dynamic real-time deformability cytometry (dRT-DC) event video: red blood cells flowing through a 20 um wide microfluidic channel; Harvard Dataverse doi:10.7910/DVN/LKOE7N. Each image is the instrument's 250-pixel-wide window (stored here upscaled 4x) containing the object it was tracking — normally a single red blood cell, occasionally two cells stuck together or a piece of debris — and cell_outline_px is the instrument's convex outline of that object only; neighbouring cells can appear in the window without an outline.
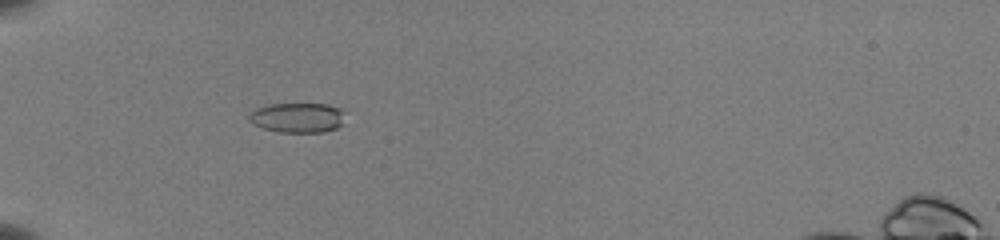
{"species": "common noctule bat (a hibernating species)", "species_latin": "Nyctalus noctula", "temperature_condition": "room temperature", "stored_images_in_passage": 43, "camera_frame_rate_fps": 3000, "um_per_image_px": 0.085, "animal": {"sex": "female", "body_mass_g": 22.0, "forearm_length_mm": 56.7}, "frame": {"image": 1, "passage_image": 9, "time_ms": 2.667, "image_size_px": [1000, 240], "cell_outline_px": [[344, 112], [340, 124], [336, 128], [324, 132], [280, 132], [264, 128], [252, 124], [248, 120], [248, 116], [256, 108], [268, 104], [328, 104], [340, 108]], "centroid_in_image_um": [25.26, 9.99], "position_along_channel_um": 59.7, "area_um2": 16.65}}
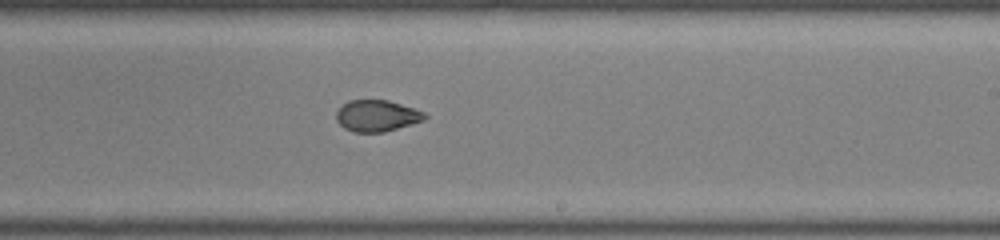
{"frame": {"image": 2, "passage_image": 25, "time_ms": 8.0, "image_size_px": [1000, 240], "cell_outline_px": [[428, 116], [424, 120], [384, 132], [352, 132], [344, 128], [336, 120], [336, 112], [348, 100], [388, 100], [424, 112]], "centroid_in_image_um": [32.01, 9.84], "position_along_channel_um": 257.0, "area_um2": 16.07}}
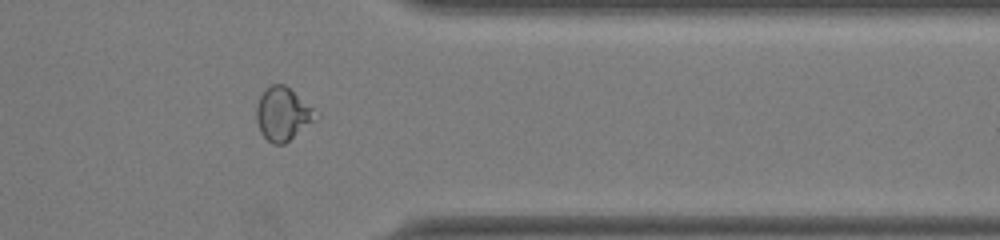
{"frame": {"image": 3, "passage_image": 35, "time_ms": 11.333, "image_size_px": [1000, 240], "cell_outline_px": [[320, 116], [284, 144], [272, 144], [260, 132], [256, 120], [256, 104], [264, 88], [272, 84], [284, 84], [320, 112]], "centroid_in_image_um": [24.05, 9.67], "position_along_channel_um": 387.4, "area_um2": 18.61}, "authors_computed_cell_mechanics": {"area_um2": 17.34, "velocity_mm_per_s": 3.9934, "shape_relaxation_time_tau1_ms": 7.2657, "shape_relaxation_time_tau2_ms": 1.5797, "deformation_change_tau1": 0.179, "deformation_change_tau2": 0.0572}}